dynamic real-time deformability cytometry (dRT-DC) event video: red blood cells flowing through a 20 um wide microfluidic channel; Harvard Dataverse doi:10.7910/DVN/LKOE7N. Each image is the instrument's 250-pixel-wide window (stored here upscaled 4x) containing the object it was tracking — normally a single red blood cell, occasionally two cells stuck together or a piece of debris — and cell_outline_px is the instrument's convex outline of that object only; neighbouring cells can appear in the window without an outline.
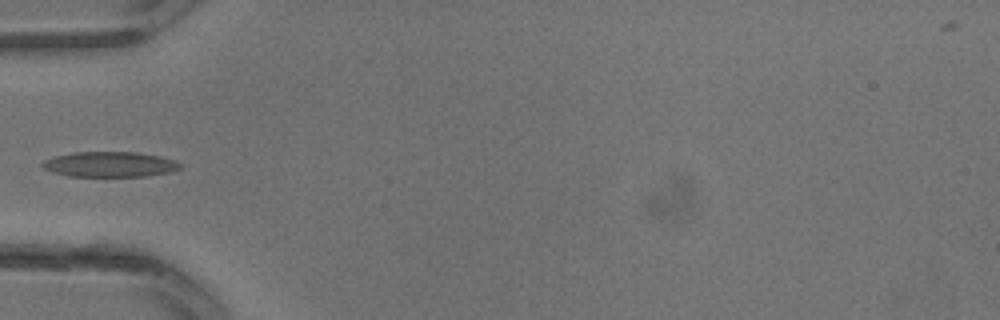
{"species": "common noctule bat (a hibernating species)", "species_latin": "Nyctalus noctula", "temperature_condition": "warm", "stored_images_in_passage": 31, "camera_frame_rate_fps": 3000, "um_per_image_px": 0.085, "animal": {"sex": "male", "body_mass_g": 13.3}, "frame": {"image": 1, "passage_image": 10, "time_ms": 3.0, "image_size_px": [1000, 320], "cell_outline_px": [[184, 164], [180, 168], [172, 172], [148, 176], [68, 176], [52, 172], [44, 168], [40, 164], [44, 160], [56, 156], [72, 152], [136, 152], [160, 156], [176, 160]], "centroid_in_image_um": [9.38, 13.97], "position_along_channel_um": 75.6, "area_um2": 20.46}}
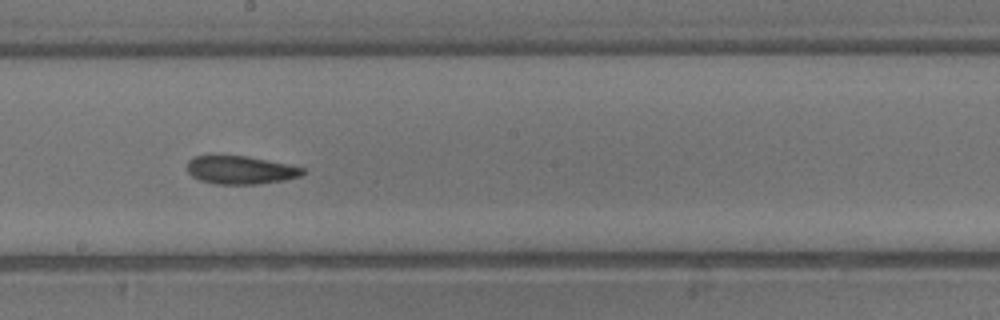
{"frame": {"image": 2, "passage_image": 17, "time_ms": 5.333, "image_size_px": [1000, 320], "cell_outline_px": [[308, 172], [300, 176], [284, 180], [260, 184], [216, 184], [200, 180], [192, 176], [188, 172], [188, 160], [192, 156], [248, 156], [288, 164], [304, 168]], "centroid_in_image_um": [20.47, 14.45], "position_along_channel_um": 227.7, "area_um2": 19.02}}
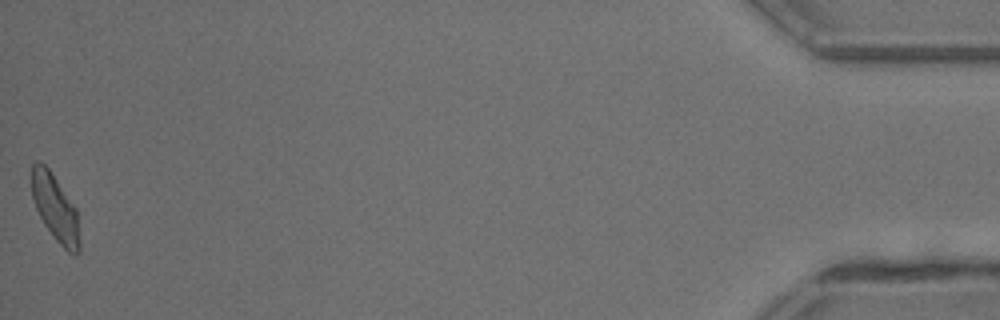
{"frame": {"image": 3, "passage_image": 31, "time_ms": 10.0, "image_size_px": [1000, 320], "cell_outline_px": [[80, 252], [76, 256], [72, 256], [56, 240], [44, 224], [36, 208], [32, 196], [32, 164], [36, 160], [40, 160], [48, 168], [76, 208], [80, 240]], "centroid_in_image_um": [4.71, 17.72], "position_along_channel_um": 430.5, "area_um2": 18.55}}